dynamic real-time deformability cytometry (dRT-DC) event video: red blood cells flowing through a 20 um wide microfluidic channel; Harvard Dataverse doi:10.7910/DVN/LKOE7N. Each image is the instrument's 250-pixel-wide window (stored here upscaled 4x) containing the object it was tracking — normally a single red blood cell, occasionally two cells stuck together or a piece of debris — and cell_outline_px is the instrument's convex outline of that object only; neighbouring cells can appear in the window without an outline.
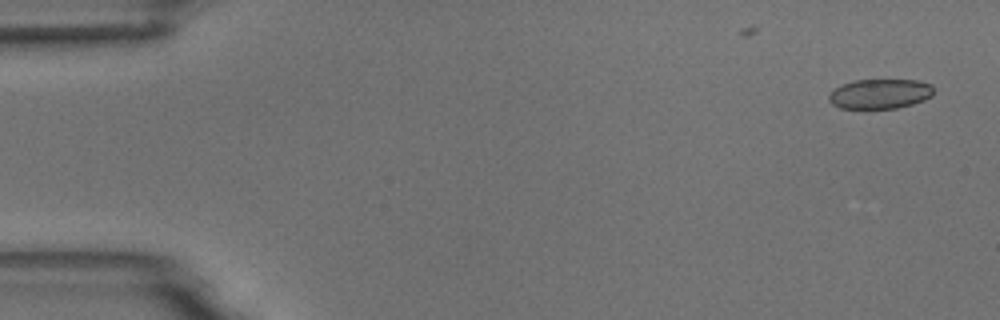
{"species": "common noctule bat (a hibernating species)", "species_latin": "Nyctalus noctula", "temperature_condition": "room temperature", "stored_images_in_passage": 5, "camera_frame_rate_fps": 3000, "um_per_image_px": 0.085, "animal": {"sex": "male", "body_mass_g": 18.8}, "frame": {"image": 1, "passage_image": 1, "time_ms": 0.0, "image_size_px": [1000, 320], "cell_outline_px": [[932, 96], [924, 100], [912, 104], [896, 108], [840, 108], [832, 104], [828, 100], [828, 96], [836, 88], [844, 84], [856, 80], [916, 80], [932, 84]], "centroid_in_image_um": [74.81, 7.98], "position_along_channel_um": 10.2, "area_um2": 17.98}}